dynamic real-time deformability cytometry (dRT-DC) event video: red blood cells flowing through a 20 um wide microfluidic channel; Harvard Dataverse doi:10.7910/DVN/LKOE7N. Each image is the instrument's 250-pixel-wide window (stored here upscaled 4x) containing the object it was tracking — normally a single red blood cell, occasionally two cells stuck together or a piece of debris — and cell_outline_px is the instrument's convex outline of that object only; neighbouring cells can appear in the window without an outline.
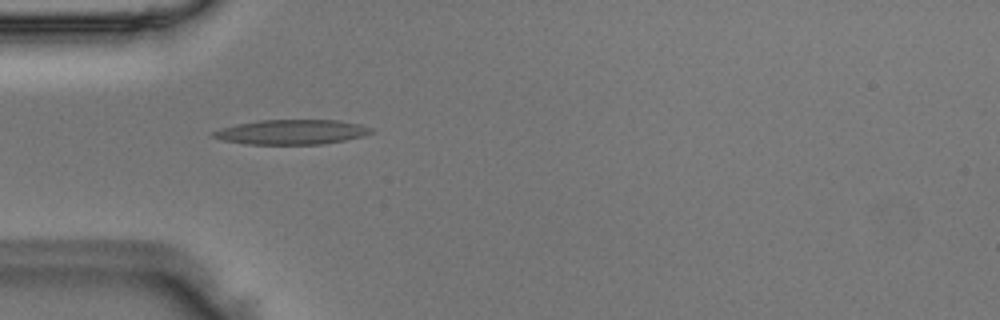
{"species": "Egyptian fruit bat (a non-hibernating species)", "species_latin": "Rousettus aegyptiacus", "temperature_condition": "room temperature", "stored_images_in_passage": 4, "camera_frame_rate_fps": 3000, "um_per_image_px": 0.085, "animal": {"sex": "male"}, "frame": {"image": 1, "passage_image": 1, "time_ms": 0.0, "image_size_px": [1000, 320], "cell_outline_px": [[372, 132], [364, 136], [344, 140], [320, 144], [244, 144], [224, 140], [212, 136], [212, 132], [220, 128], [236, 124], [260, 120], [336, 120], [360, 124], [372, 128]], "centroid_in_image_um": [24.78, 11.22], "position_along_channel_um": 60.2, "area_um2": 22.66}}